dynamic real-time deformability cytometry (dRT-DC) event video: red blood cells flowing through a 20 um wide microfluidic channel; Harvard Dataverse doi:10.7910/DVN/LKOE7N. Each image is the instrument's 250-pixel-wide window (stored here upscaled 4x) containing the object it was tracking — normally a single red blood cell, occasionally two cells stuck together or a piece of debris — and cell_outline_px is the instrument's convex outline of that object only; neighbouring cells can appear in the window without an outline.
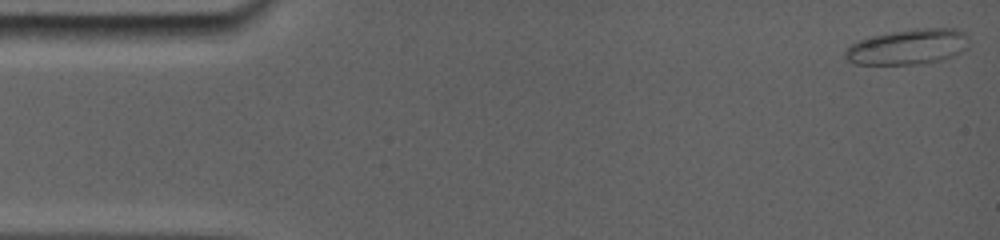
{"species": "common noctule bat (a hibernating species)", "species_latin": "Nyctalus noctula", "temperature_condition": "room temperature", "stored_images_in_passage": 32, "camera_frame_rate_fps": 5000, "um_per_image_px": 0.085, "animal": {"sex": "female", "body_mass_g": 19.0, "forearm_length_mm": 56.7}, "frame": {"image": 1, "passage_image": 1, "time_ms": 0.0, "image_size_px": [1000, 240], "cell_outline_px": [[968, 48], [944, 60], [924, 64], [852, 64], [844, 56], [844, 52], [852, 44], [860, 40], [892, 32], [916, 28], [956, 28], [964, 32], [968, 36]], "centroid_in_image_um": [77.23, 3.99], "position_along_channel_um": 7.8, "area_um2": 25.55}}
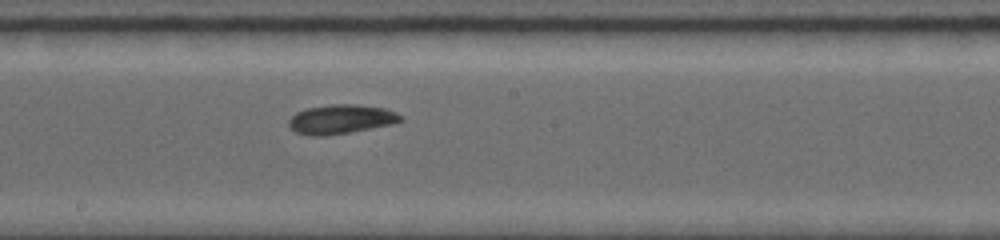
{"frame": {"image": 2, "passage_image": 20, "time_ms": 8.6, "image_size_px": [1000, 240], "cell_outline_px": [[404, 120], [388, 124], [348, 132], [324, 136], [316, 136], [296, 132], [288, 124], [288, 120], [296, 112], [308, 108], [332, 104], [356, 104], [384, 108], [396, 112]], "centroid_in_image_um": [28.95, 10.12], "position_along_channel_um": 219.3, "area_um2": 18.61}}
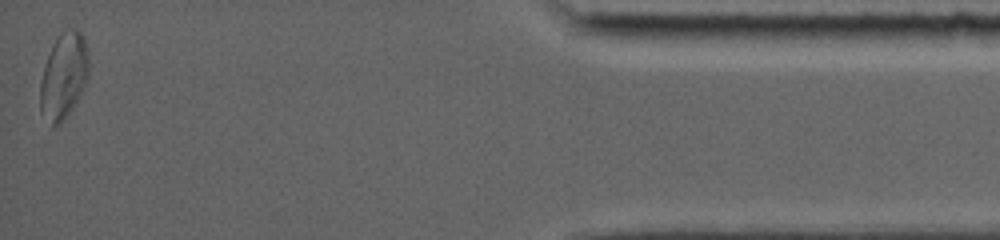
{"frame": {"image": 3, "passage_image": 32, "time_ms": 15.8, "image_size_px": [1000, 240], "cell_outline_px": [[88, 76], [76, 100], [60, 124], [52, 124], [40, 112], [40, 80], [52, 44], [60, 32], [64, 28], [76, 28], [84, 36], [88, 56]], "centroid_in_image_um": [5.4, 6.37], "position_along_channel_um": 429.8, "area_um2": 23.93}, "authors_computed_cell_mechanics": {"area_um2": 19.1607, "velocity_mm_per_s": 3.8477, "shape_relaxation_time_tau1_ms": 8.0829, "shape_relaxation_time_tau2_ms": 2.3336, "deformation_change_tau1": 0.1693, "deformation_change_tau2": 0.0479}}